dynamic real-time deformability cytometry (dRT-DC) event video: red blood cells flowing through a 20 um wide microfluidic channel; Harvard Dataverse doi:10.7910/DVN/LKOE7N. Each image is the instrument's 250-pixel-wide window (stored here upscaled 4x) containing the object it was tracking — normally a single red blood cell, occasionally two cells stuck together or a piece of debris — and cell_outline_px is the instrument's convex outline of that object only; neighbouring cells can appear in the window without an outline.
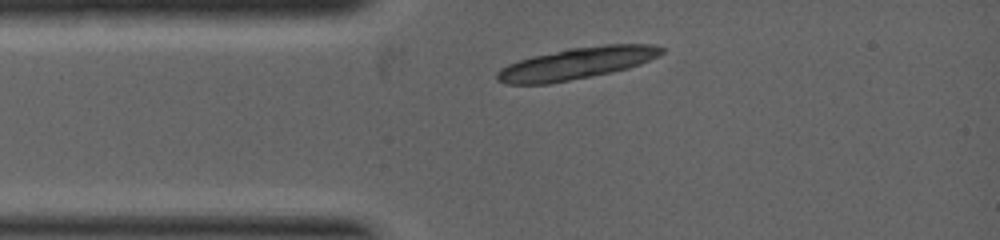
{"species": "common noctule bat (a hibernating species)", "species_latin": "Nyctalus noctula", "temperature_condition": "warm", "stored_images_in_passage": 1, "camera_frame_rate_fps": 5000, "um_per_image_px": 0.085, "animal": {"sex": "female", "body_mass_g": 19.0, "forearm_length_mm": 53.3}, "frame": {"image": 1, "passage_image": 1, "time_ms": 0.0, "image_size_px": [1000, 240], "cell_outline_px": [[664, 52], [640, 64], [628, 68], [612, 72], [548, 84], [504, 84], [496, 80], [496, 72], [500, 68], [508, 64], [532, 56], [568, 48], [604, 44], [652, 44], [664, 48]], "centroid_in_image_um": [48.97, 5.38], "position_along_channel_um": 36.0, "area_um2": 30.4}}